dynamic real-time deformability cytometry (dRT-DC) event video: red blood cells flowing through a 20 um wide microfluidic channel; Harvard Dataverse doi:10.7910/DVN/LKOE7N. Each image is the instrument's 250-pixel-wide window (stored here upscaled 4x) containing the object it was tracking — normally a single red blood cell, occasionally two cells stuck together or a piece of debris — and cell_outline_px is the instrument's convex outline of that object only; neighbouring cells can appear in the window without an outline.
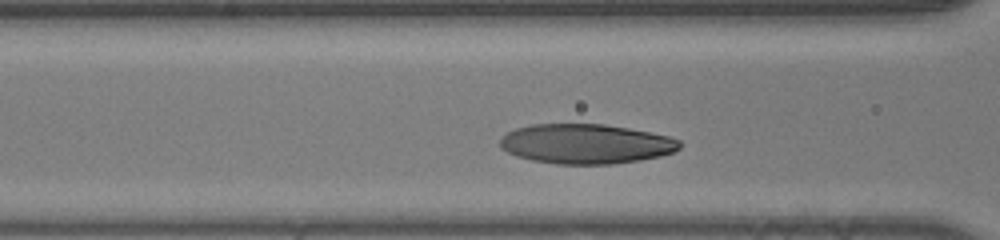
{"species": "human", "species_latin": "Homo sapiens", "temperature_condition": "room temperature", "stored_images_in_passage": 7, "camera_frame_rate_fps": 3000, "um_per_image_px": 0.085, "donor": {"sex": "male"}, "frame": {"image": 1, "passage_image": 5, "time_ms": 1.333, "image_size_px": [1000, 240], "cell_outline_px": [[680, 148], [672, 152], [660, 156], [640, 160], [612, 164], [560, 164], [532, 160], [516, 156], [500, 148], [500, 140], [508, 132], [516, 128], [532, 124], [604, 124], [628, 128], [668, 136], [680, 140]], "centroid_in_image_um": [49.79, 12.23], "position_along_channel_um": 116.8, "area_um2": 41.44}}